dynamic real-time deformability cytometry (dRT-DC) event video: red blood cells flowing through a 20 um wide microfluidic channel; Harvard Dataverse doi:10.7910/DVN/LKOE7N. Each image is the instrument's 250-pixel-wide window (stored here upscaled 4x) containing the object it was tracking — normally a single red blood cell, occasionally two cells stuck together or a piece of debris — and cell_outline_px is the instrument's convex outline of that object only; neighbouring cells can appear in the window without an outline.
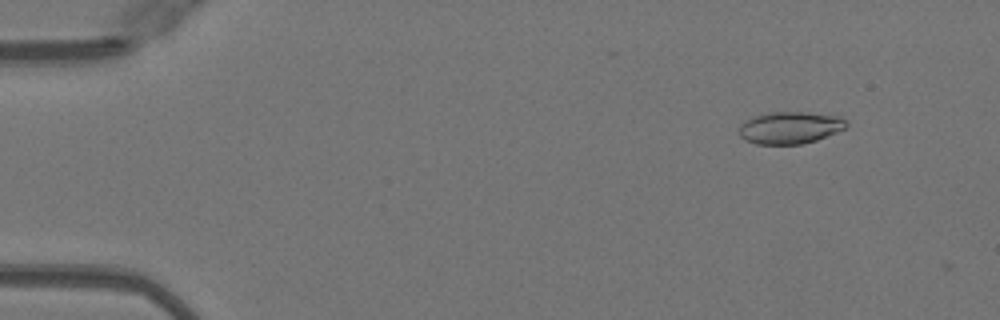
{"species": "Egyptian fruit bat (a non-hibernating species)", "species_latin": "Rousettus aegyptiacus", "temperature_condition": "warm", "stored_images_in_passage": 5, "camera_frame_rate_fps": 3000, "um_per_image_px": 0.085, "animal": {"sex": "female"}, "frame": {"image": 1, "passage_image": 1, "time_ms": 0.0, "image_size_px": [1000, 320], "cell_outline_px": [[848, 124], [844, 128], [836, 132], [816, 140], [800, 144], [756, 144], [744, 140], [740, 136], [740, 124], [744, 120], [752, 116], [768, 112], [808, 112], [840, 116]], "centroid_in_image_um": [67.11, 10.84], "position_along_channel_um": 17.9, "area_um2": 20.11}}